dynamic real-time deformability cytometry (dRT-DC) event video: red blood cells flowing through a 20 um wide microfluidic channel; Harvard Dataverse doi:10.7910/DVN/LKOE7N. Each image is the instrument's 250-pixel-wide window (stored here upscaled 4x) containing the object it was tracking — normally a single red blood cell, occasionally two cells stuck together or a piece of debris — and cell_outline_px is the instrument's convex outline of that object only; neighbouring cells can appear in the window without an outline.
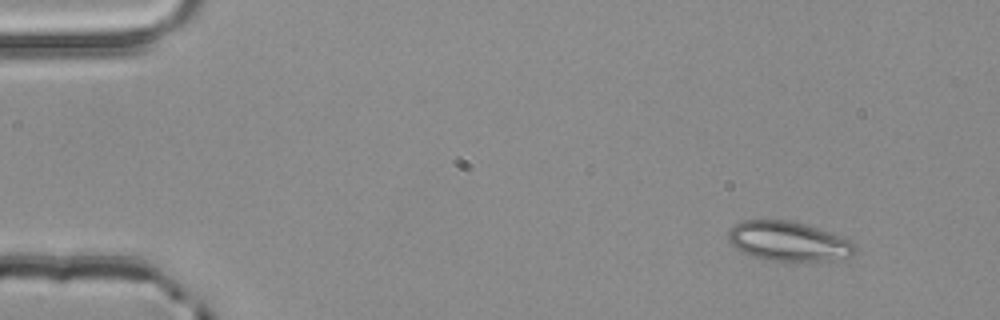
{"species": "common noctule bat (a hibernating species)", "species_latin": "Nyctalus noctula", "temperature_condition": "room temperature", "stored_images_in_passage": 4, "camera_frame_rate_fps": 3000, "um_per_image_px": 0.085, "animal": {"sex": "male", "body_mass_g": 20.4}, "frame": {"image": 1, "passage_image": 1, "time_ms": 0.0, "image_size_px": [1000, 320], "cell_outline_px": [[856, 252], [852, 256], [832, 260], [768, 260], [752, 256], [736, 248], [728, 240], [728, 232], [736, 224], [744, 220], [788, 220], [804, 224], [852, 240], [856, 244]], "centroid_in_image_um": [67.04, 20.51], "position_along_channel_um": 18.0, "area_um2": 28.84}}